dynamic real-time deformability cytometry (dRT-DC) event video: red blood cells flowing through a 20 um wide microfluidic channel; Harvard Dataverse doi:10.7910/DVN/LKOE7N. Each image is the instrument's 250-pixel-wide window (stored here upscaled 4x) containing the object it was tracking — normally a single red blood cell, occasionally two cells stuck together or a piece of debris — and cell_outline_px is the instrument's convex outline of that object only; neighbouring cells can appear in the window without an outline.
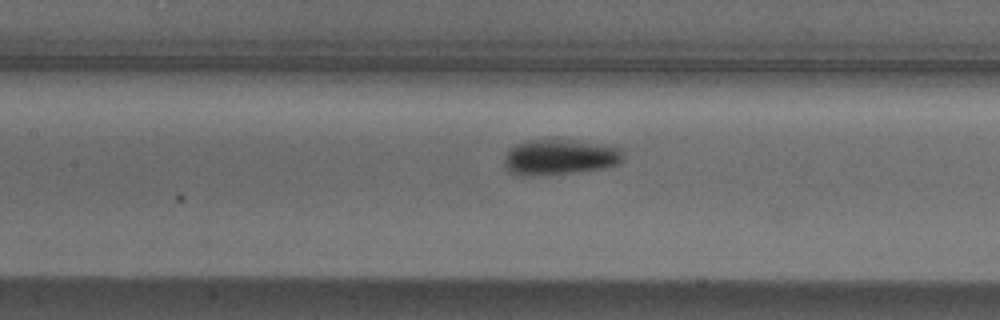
{"species": "Egyptian fruit bat (a non-hibernating species)", "species_latin": "Rousettus aegyptiacus", "temperature_condition": "cold", "stored_images_in_passage": 5, "camera_frame_rate_fps": 3000, "um_per_image_px": 0.085, "animal": {"sex": "male"}, "frame": {"image": 1, "passage_image": 5, "time_ms": 1.333, "image_size_px": [1000, 320], "cell_outline_px": [[624, 160], [620, 164], [604, 168], [576, 172], [524, 176], [512, 172], [504, 164], [504, 156], [516, 144], [528, 140], [572, 140], [620, 148], [624, 152]], "centroid_in_image_um": [47.62, 13.36], "position_along_channel_um": 159.8, "area_um2": 24.33}}